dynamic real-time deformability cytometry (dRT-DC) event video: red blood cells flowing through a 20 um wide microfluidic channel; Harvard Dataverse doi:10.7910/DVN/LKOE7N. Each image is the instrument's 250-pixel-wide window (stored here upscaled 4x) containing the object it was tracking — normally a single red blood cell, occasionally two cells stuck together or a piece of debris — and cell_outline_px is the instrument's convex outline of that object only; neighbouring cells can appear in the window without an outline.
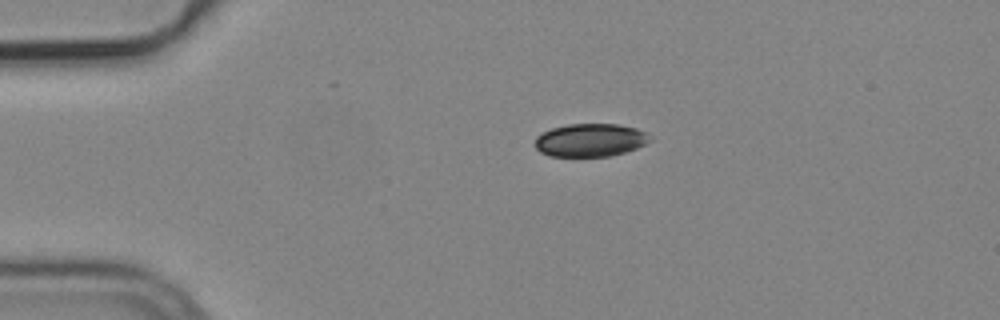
{"species": "common noctule bat (a hibernating species)", "species_latin": "Nyctalus noctula", "temperature_condition": "cold", "stored_images_in_passage": 2, "camera_frame_rate_fps": 3000, "um_per_image_px": 0.085, "animal": {"sex": "male", "body_mass_g": 19.2, "forearm_length_mm": 51.8}, "frame": {"image": 1, "passage_image": 1, "time_ms": 0.0, "image_size_px": [1000, 320], "cell_outline_px": [[652, 140], [636, 148], [624, 152], [608, 156], [548, 156], [540, 152], [536, 148], [536, 136], [552, 128], [568, 124], [620, 124], [636, 128], [644, 132]], "centroid_in_image_um": [50.16, 11.9], "position_along_channel_um": 34.8, "area_um2": 21.96}}